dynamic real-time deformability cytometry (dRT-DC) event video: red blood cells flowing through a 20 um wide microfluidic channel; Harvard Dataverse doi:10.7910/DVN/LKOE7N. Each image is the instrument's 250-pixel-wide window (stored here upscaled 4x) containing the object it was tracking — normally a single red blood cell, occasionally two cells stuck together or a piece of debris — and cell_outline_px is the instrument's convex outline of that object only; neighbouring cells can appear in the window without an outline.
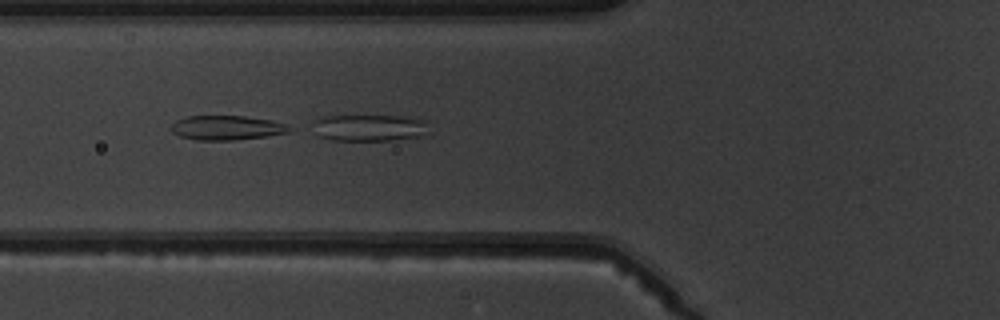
{"species": "common noctule bat (a hibernating species)", "species_latin": "Nyctalus noctula", "temperature_condition": "warm", "stored_images_in_passage": 5, "camera_frame_rate_fps": 3000, "um_per_image_px": 0.085, "animal": {"sex": "male", "body_mass_g": 19.5, "forearm_length_mm": 54.6}, "frame": {"image": 1, "passage_image": 5, "time_ms": 4.333, "image_size_px": [1000, 320], "cell_outline_px": [[424, 132], [416, 136], [392, 140], [332, 140], [316, 136], [312, 124], [312, 120], [320, 116], [408, 116], [424, 120]], "centroid_in_image_um": [31.23, 10.84], "position_along_channel_um": 94.6, "area_um2": 17.86}}